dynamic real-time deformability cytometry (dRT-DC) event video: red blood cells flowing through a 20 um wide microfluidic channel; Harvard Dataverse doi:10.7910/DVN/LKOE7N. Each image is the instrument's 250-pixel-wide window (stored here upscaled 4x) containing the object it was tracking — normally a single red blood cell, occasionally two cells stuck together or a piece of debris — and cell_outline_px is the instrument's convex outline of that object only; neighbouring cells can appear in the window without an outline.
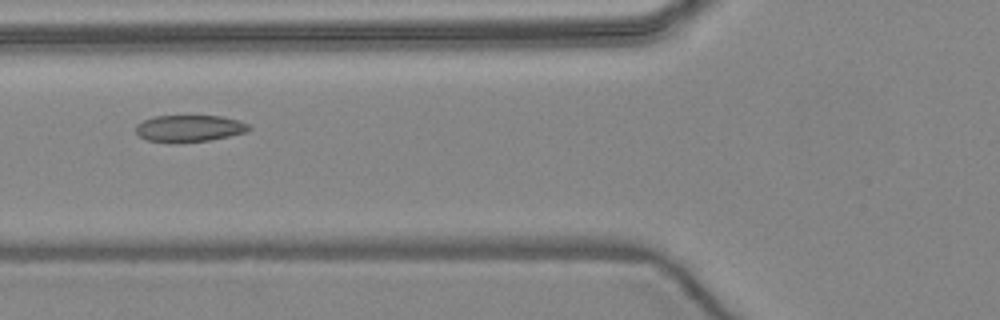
{"species": "common noctule bat (a hibernating species)", "species_latin": "Nyctalus noctula", "temperature_condition": "warm", "stored_images_in_passage": 5, "camera_frame_rate_fps": 3000, "um_per_image_px": 0.085, "animal": {"sex": "female", "body_mass_g": 24.6, "forearm_length_mm": 56.2}, "frame": {"image": 1, "passage_image": 5, "time_ms": 4.667, "image_size_px": [1000, 320], "cell_outline_px": [[252, 128], [244, 132], [228, 136], [208, 140], [148, 140], [140, 136], [136, 132], [136, 124], [144, 120], [156, 116], [220, 116], [240, 120], [248, 124]], "centroid_in_image_um": [16.13, 10.87], "position_along_channel_um": 109.7, "area_um2": 16.82}}